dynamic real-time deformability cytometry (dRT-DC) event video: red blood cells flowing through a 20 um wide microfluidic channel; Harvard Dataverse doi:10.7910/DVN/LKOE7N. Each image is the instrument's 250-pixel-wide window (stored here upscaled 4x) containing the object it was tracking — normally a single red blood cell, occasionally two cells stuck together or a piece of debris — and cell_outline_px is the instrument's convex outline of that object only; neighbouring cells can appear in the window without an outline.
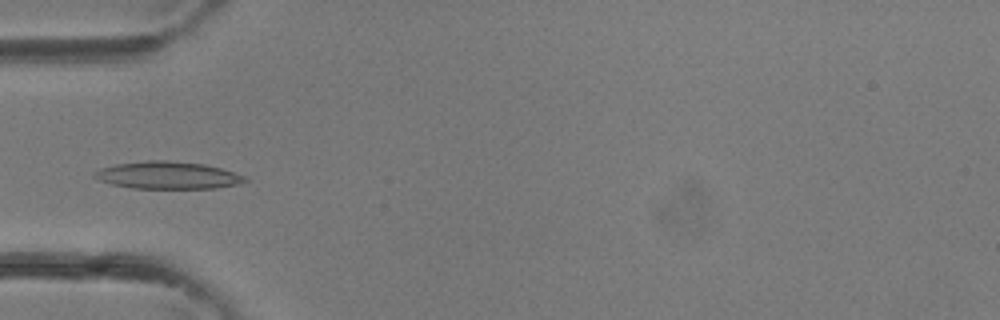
{"species": "common noctule bat (a hibernating species)", "species_latin": "Nyctalus noctula", "temperature_condition": "room temperature", "stored_images_in_passage": 36, "camera_frame_rate_fps": 3000, "um_per_image_px": 0.085, "animal": {"sex": "female"}, "frame": {"image": 1, "passage_image": 11, "time_ms": 3.333, "image_size_px": [1000, 320], "cell_outline_px": [[248, 180], [236, 184], [216, 188], [132, 188], [112, 184], [100, 180], [92, 176], [92, 172], [100, 168], [116, 164], [148, 160], [168, 160], [204, 164], [220, 168], [244, 176]], "centroid_in_image_um": [14.2, 14.89], "position_along_channel_um": 70.8, "area_um2": 23.81}}
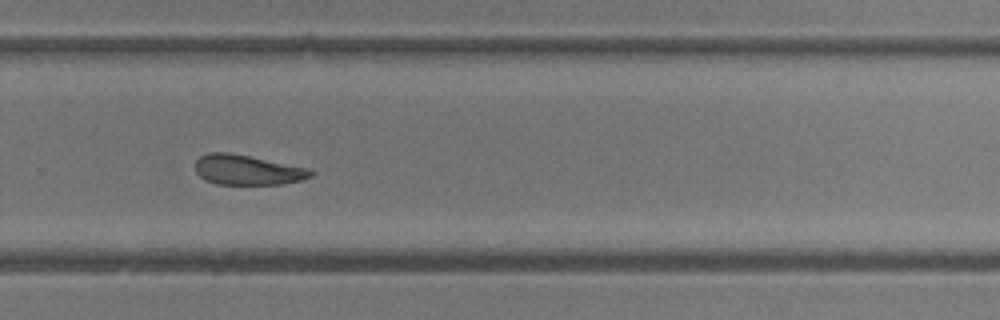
{"frame": {"image": 2, "passage_image": 24, "time_ms": 7.667, "image_size_px": [1000, 320], "cell_outline_px": [[316, 172], [312, 176], [300, 180], [280, 184], [216, 184], [204, 180], [196, 172], [196, 160], [200, 156], [208, 152], [228, 152], [312, 168]], "centroid_in_image_um": [21.05, 14.44], "position_along_channel_um": 308.7, "area_um2": 20.35}}
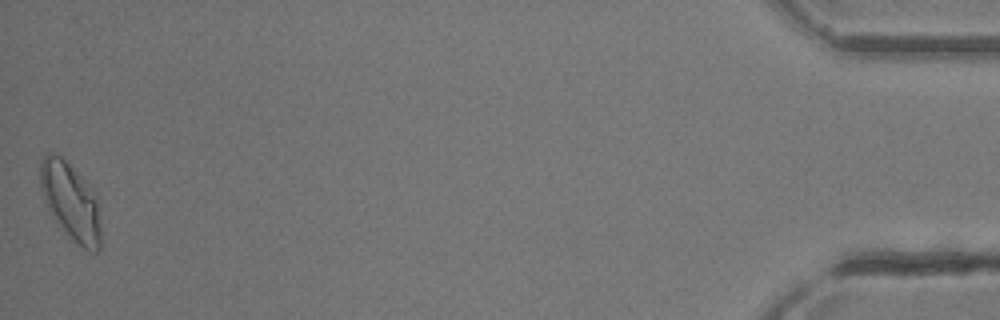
{"frame": {"image": 3, "passage_image": 36, "time_ms": 11.667, "image_size_px": [1000, 320], "cell_outline_px": [[100, 248], [96, 252], [88, 252], [68, 240], [48, 212], [40, 188], [40, 160], [48, 152], [56, 152], [84, 180], [96, 196], [100, 224]], "centroid_in_image_um": [5.97, 17.21], "position_along_channel_um": 429.2, "area_um2": 27.8}}